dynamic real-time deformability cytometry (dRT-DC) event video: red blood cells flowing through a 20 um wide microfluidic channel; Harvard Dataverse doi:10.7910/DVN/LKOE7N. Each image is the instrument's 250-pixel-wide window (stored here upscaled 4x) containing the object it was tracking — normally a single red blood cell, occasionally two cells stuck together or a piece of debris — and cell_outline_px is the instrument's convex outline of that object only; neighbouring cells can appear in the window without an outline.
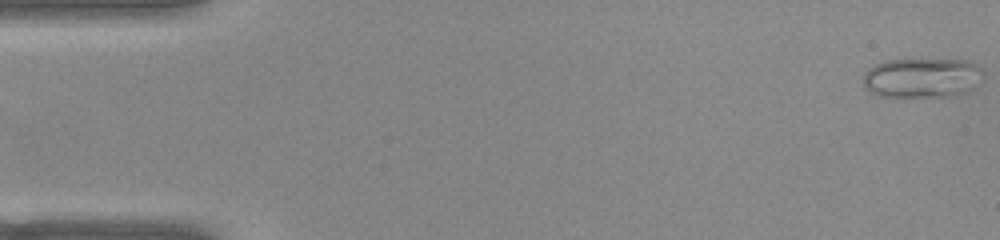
{"species": "common noctule bat (a hibernating species)", "species_latin": "Nyctalus noctula", "temperature_condition": "warm", "stored_images_in_passage": 52, "camera_frame_rate_fps": 3000, "um_per_image_px": 0.085, "animal": {"sex": "female", "body_mass_g": 22.0, "forearm_length_mm": 56.7}, "frame": {"image": 1, "passage_image": 1, "time_ms": 0.0, "image_size_px": [1000, 240], "cell_outline_px": [[984, 72], [964, 92], [948, 96], [876, 96], [868, 92], [864, 88], [864, 72], [868, 68], [884, 60], [968, 60], [976, 64]], "centroid_in_image_um": [78.26, 6.6], "position_along_channel_um": 6.7, "area_um2": 27.34}}
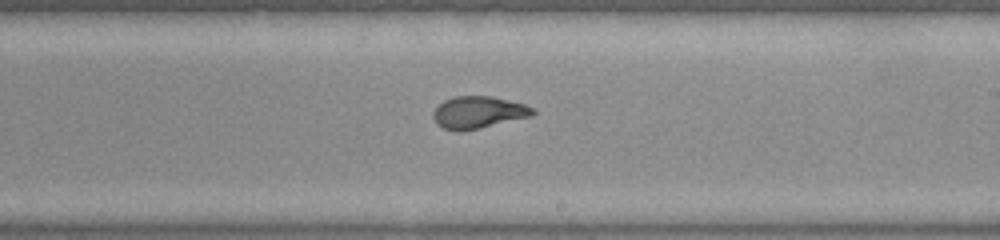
{"frame": {"image": 2, "passage_image": 30, "time_ms": 9.667, "image_size_px": [1000, 240], "cell_outline_px": [[536, 112], [532, 116], [480, 128], [444, 128], [436, 124], [432, 116], [432, 112], [444, 100], [456, 96], [488, 96], [524, 104], [532, 108]], "centroid_in_image_um": [40.67, 9.52], "position_along_channel_um": 248.3, "area_um2": 17.98}}
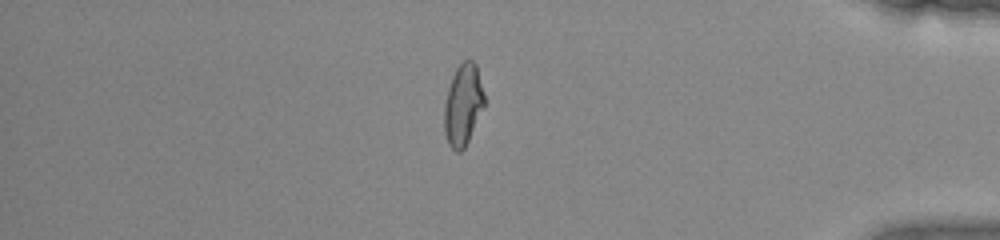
{"frame": {"image": 3, "passage_image": 44, "time_ms": 14.333, "image_size_px": [1000, 240], "cell_outline_px": [[484, 104], [468, 140], [464, 148], [460, 152], [456, 152], [448, 144], [444, 128], [444, 104], [448, 88], [452, 76], [456, 68], [464, 60], [472, 60], [476, 64], [484, 92]], "centroid_in_image_um": [39.34, 8.89], "position_along_channel_um": 395.9, "area_um2": 18.79}, "authors_computed_cell_mechanics": {"area_um2": 19.3341, "velocity_mm_per_s": 3.9142, "shape_relaxation_time_tau1_ms": 7.931, "shape_relaxation_time_tau2_ms": 0.6404, "deformation_change_tau1": 0.2638, "deformation_change_tau2": 0.0676}}